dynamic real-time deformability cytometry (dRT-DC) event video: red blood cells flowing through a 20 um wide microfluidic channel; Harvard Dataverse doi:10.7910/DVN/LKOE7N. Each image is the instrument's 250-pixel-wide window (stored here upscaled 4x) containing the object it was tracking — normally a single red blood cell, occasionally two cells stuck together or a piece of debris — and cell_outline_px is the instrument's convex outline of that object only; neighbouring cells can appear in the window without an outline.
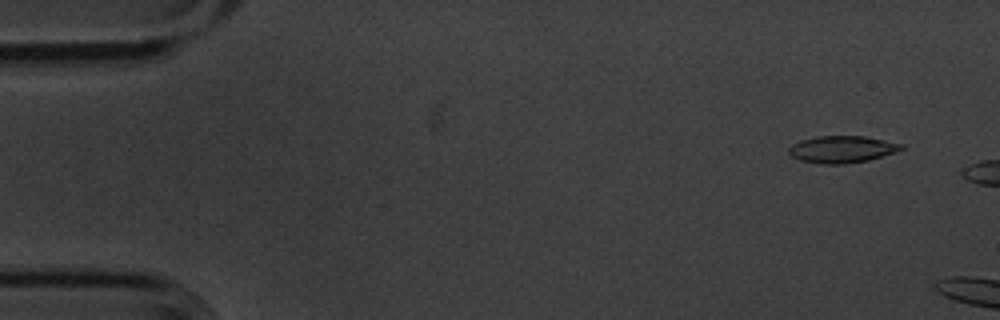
{"species": "common noctule bat (a hibernating species)", "species_latin": "Nyctalus noctula", "temperature_condition": "cold", "stored_images_in_passage": 3, "camera_frame_rate_fps": 3000, "um_per_image_px": 0.085, "animal": {"sex": "male", "body_mass_g": 20.1, "forearm_length_mm": 53.5}, "frame": {"image": 1, "passage_image": 1, "time_ms": 0.0, "image_size_px": [1000, 320], "cell_outline_px": [[904, 148], [896, 152], [868, 160], [844, 164], [820, 164], [800, 160], [792, 156], [788, 152], [788, 148], [792, 144], [800, 140], [816, 136], [864, 136], [904, 144]], "centroid_in_image_um": [71.55, 12.69], "position_along_channel_um": 13.4, "area_um2": 17.74}}